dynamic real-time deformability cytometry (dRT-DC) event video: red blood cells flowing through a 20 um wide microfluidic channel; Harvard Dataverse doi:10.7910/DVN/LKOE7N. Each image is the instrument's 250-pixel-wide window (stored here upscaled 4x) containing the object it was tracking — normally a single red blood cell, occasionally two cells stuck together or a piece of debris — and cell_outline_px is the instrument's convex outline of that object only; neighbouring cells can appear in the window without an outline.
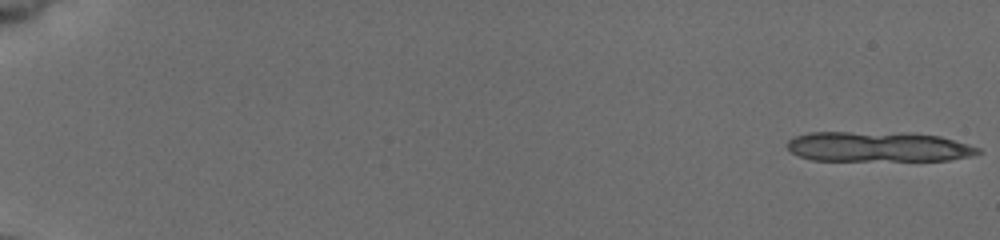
{"species": "common noctule bat (a hibernating species)", "species_latin": "Nyctalus noctula", "temperature_condition": "cold", "stored_images_in_passage": 13, "camera_frame_rate_fps": 3000, "um_per_image_px": 0.085, "animal": {"sex": "female", "body_mass_g": 19.5, "forearm_length_mm": 54.1}, "frame": {"image": 1, "passage_image": 1, "time_ms": 0.0, "image_size_px": [1000, 240], "cell_outline_px": [[984, 152], [972, 156], [948, 160], [812, 160], [800, 156], [792, 152], [788, 148], [788, 140], [796, 136], [808, 132], [912, 132], [940, 136], [968, 144], [980, 148]], "centroid_in_image_um": [74.7, 12.46], "position_along_channel_um": 10.3, "area_um2": 33.7}}